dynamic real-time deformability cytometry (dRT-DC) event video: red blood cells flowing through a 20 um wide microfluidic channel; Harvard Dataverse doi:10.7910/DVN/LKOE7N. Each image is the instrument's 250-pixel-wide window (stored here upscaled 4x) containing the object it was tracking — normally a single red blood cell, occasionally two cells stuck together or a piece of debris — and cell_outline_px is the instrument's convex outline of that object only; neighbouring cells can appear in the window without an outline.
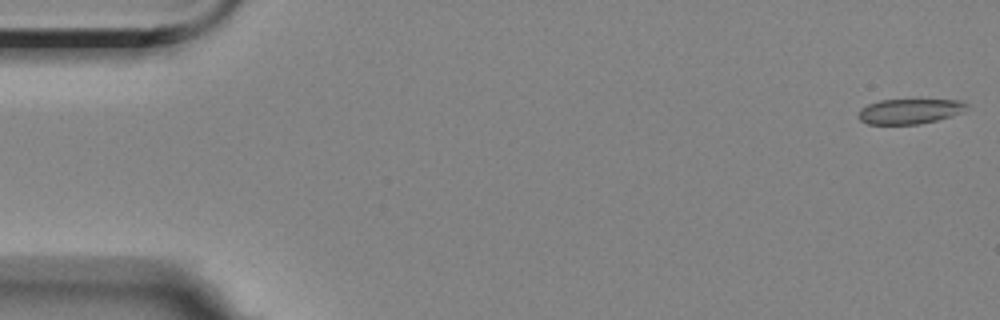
{"species": "Egyptian fruit bat (a non-hibernating species)", "species_latin": "Rousettus aegyptiacus", "temperature_condition": "room temperature", "stored_images_in_passage": 4, "camera_frame_rate_fps": 3000, "um_per_image_px": 0.085, "animal": {"sex": "female"}, "frame": {"image": 1, "passage_image": 1, "time_ms": 0.0, "image_size_px": [1000, 320], "cell_outline_px": [[968, 104], [960, 112], [952, 116], [920, 124], [868, 124], [860, 120], [856, 116], [860, 108], [868, 104], [880, 100], [960, 100]], "centroid_in_image_um": [77.25, 9.46], "position_along_channel_um": 7.7, "area_um2": 15.72}}